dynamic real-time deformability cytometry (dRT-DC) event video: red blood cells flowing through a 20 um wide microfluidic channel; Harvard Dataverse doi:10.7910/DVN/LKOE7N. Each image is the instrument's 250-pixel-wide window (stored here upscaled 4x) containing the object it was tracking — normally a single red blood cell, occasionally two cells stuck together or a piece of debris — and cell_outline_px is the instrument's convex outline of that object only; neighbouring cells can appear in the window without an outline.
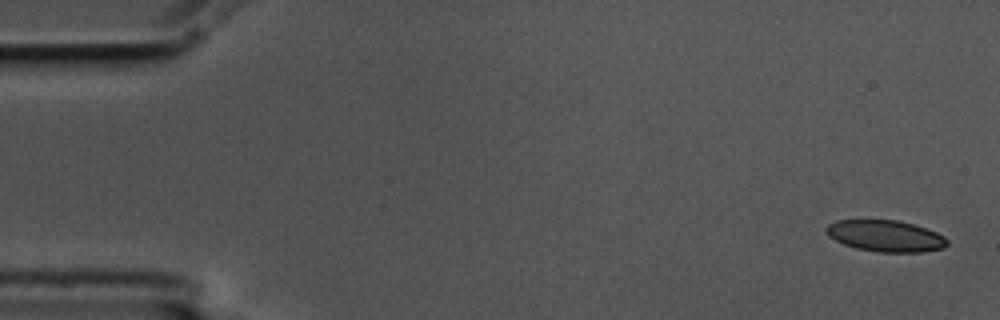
{"species": "common noctule bat (a hibernating species)", "species_latin": "Nyctalus noctula", "temperature_condition": "cold", "stored_images_in_passage": 7, "camera_frame_rate_fps": 3000, "um_per_image_px": 0.085, "animal": {"sex": "male", "body_mass_g": 17.5, "forearm_length_mm": 52.3}, "frame": {"image": 1, "passage_image": 1, "time_ms": 0.0, "image_size_px": [1000, 320], "cell_outline_px": [[948, 244], [944, 248], [924, 252], [880, 252], [856, 248], [844, 244], [828, 236], [824, 228], [828, 224], [836, 220], [900, 220], [936, 232], [944, 236], [948, 240]], "centroid_in_image_um": [75.27, 20.05], "position_along_channel_um": 9.7, "area_um2": 22.2}}
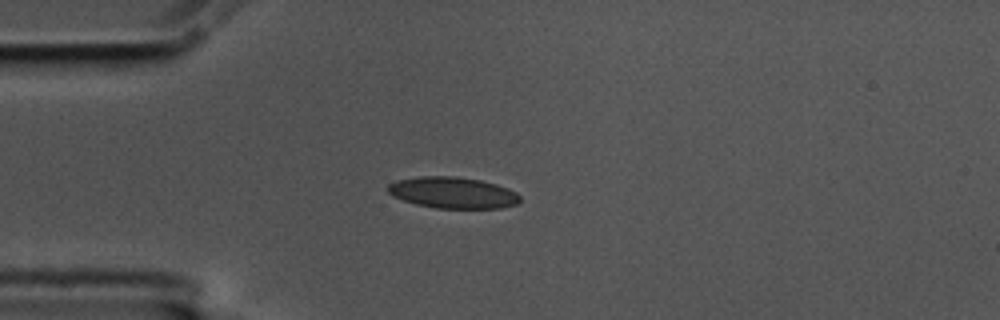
{"frame": {"image": 2, "passage_image": 4, "time_ms": 1.0, "image_size_px": [1000, 320], "cell_outline_px": [[520, 200], [516, 204], [500, 208], [436, 208], [416, 204], [392, 196], [388, 192], [388, 184], [396, 180], [420, 176], [456, 176], [480, 180], [496, 184], [508, 188], [516, 192], [520, 196]], "centroid_in_image_um": [38.48, 16.37], "position_along_channel_um": 46.5, "area_um2": 24.1}}